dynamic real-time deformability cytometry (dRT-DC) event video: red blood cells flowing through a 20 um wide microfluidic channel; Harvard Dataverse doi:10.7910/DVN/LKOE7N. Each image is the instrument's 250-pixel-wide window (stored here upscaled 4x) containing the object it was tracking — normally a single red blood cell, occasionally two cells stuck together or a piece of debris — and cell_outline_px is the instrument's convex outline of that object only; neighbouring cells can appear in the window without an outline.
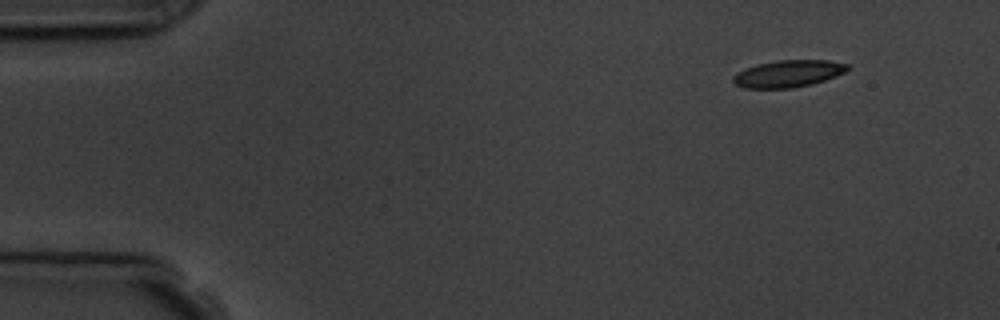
{"species": "common noctule bat (a hibernating species)", "species_latin": "Nyctalus noctula", "temperature_condition": "room temperature", "stored_images_in_passage": 4, "camera_frame_rate_fps": 3000, "um_per_image_px": 0.085, "animal": {"sex": "male", "body_mass_g": 19.5, "forearm_length_mm": 54.6}, "frame": {"image": 1, "passage_image": 1, "time_ms": 0.0, "image_size_px": [1000, 320], "cell_outline_px": [[848, 68], [844, 72], [836, 76], [812, 84], [792, 88], [744, 88], [736, 84], [732, 80], [732, 76], [736, 72], [744, 68], [756, 64], [776, 60], [828, 60], [848, 64]], "centroid_in_image_um": [66.95, 6.25], "position_along_channel_um": 18.0, "area_um2": 18.09}}
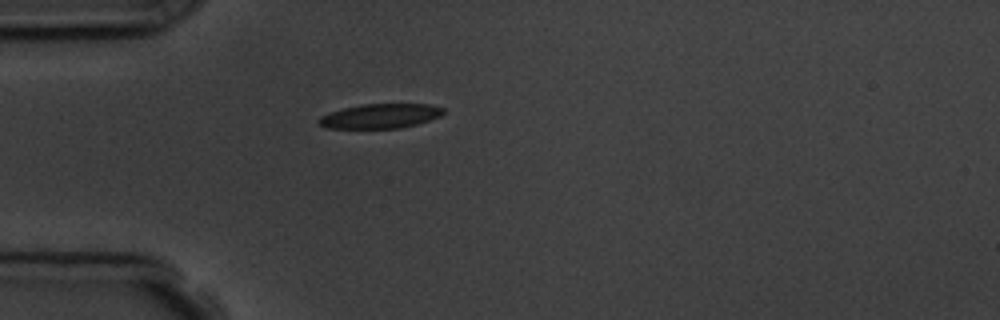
{"frame": {"image": 2, "passage_image": 4, "time_ms": 3.333, "image_size_px": [1000, 320], "cell_outline_px": [[444, 112], [440, 116], [416, 124], [400, 128], [324, 128], [316, 120], [320, 116], [328, 112], [344, 108], [364, 104], [428, 104], [444, 108]], "centroid_in_image_um": [32.28, 9.86], "position_along_channel_um": 52.7, "area_um2": 17.74}}